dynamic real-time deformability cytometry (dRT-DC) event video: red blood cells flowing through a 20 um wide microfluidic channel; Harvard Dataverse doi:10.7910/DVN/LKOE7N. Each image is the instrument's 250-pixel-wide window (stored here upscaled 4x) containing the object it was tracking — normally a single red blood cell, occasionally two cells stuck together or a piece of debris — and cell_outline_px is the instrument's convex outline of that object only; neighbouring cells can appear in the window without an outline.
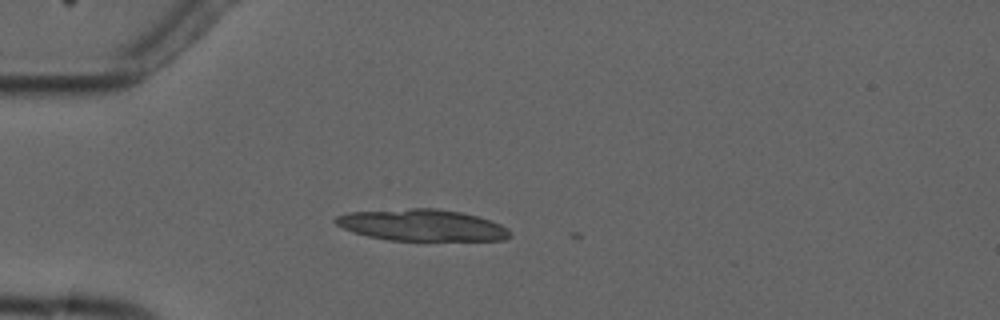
{"species": "common noctule bat (a hibernating species)", "species_latin": "Nyctalus noctula", "temperature_condition": "cold", "stored_images_in_passage": 5, "camera_frame_rate_fps": 3000, "um_per_image_px": 0.085, "animal": {"sex": "male", "forearm_length_mm": 52.5}, "frame": {"image": 1, "passage_image": 5, "time_ms": 5.667, "image_size_px": [1000, 320], "cell_outline_px": [[512, 236], [504, 240], [388, 240], [368, 236], [352, 232], [336, 224], [332, 220], [336, 216], [348, 212], [412, 208], [436, 208], [460, 212], [476, 216], [500, 224], [508, 228], [512, 232]], "centroid_in_image_um": [35.85, 19.14], "position_along_channel_um": 49.1, "area_um2": 32.08}}